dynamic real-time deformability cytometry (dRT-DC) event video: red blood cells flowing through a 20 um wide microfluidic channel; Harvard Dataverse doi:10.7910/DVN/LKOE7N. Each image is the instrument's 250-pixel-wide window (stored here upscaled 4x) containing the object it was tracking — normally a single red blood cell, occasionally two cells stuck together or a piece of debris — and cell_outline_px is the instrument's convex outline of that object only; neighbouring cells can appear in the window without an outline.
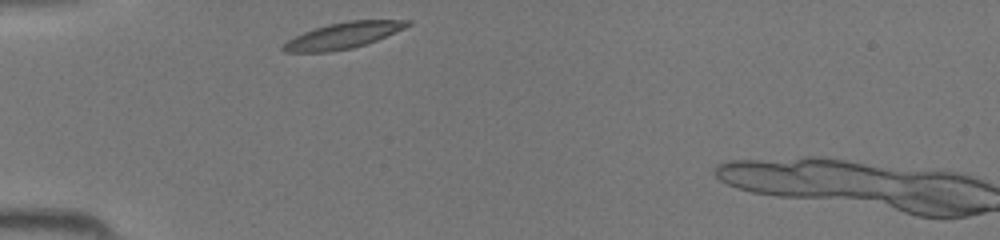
{"species": "common noctule bat (a hibernating species)", "species_latin": "Nyctalus noctula", "temperature_condition": "room temperature", "stored_images_in_passage": 26, "camera_frame_rate_fps": 3000, "um_per_image_px": 0.085, "animal": {"sex": "female", "body_mass_g": 19.5, "forearm_length_mm": 54.1}, "frame": {"image": 1, "passage_image": 1, "time_ms": 0.0, "image_size_px": [1000, 240], "cell_outline_px": [[412, 24], [404, 28], [376, 40], [352, 48], [328, 52], [284, 52], [280, 48], [288, 40], [304, 32], [328, 24], [348, 20], [412, 20]], "centroid_in_image_um": [29.16, 3.01], "position_along_channel_um": 55.8, "area_um2": 18.67}}
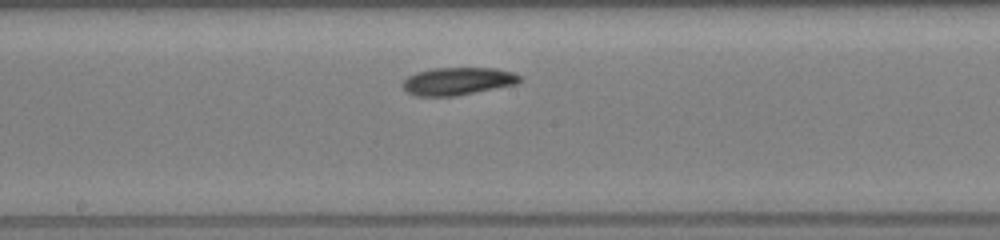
{"frame": {"image": 2, "passage_image": 12, "time_ms": 3.667, "image_size_px": [1000, 240], "cell_outline_px": [[520, 80], [516, 84], [456, 96], [416, 96], [404, 92], [404, 80], [408, 76], [416, 72], [432, 68], [496, 68], [512, 72], [520, 76]], "centroid_in_image_um": [38.87, 6.9], "position_along_channel_um": 209.3, "area_um2": 18.84}}
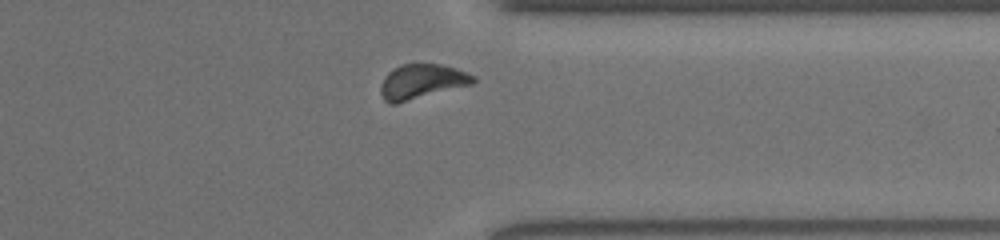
{"frame": {"image": 3, "passage_image": 23, "time_ms": 7.333, "image_size_px": [1000, 240], "cell_outline_px": [[476, 80], [472, 84], [396, 104], [388, 104], [384, 100], [380, 92], [380, 84], [384, 76], [388, 72], [400, 64], [440, 64], [456, 68], [468, 72], [476, 76]], "centroid_in_image_um": [35.83, 6.93], "position_along_channel_um": 375.6, "area_um2": 18.9}}